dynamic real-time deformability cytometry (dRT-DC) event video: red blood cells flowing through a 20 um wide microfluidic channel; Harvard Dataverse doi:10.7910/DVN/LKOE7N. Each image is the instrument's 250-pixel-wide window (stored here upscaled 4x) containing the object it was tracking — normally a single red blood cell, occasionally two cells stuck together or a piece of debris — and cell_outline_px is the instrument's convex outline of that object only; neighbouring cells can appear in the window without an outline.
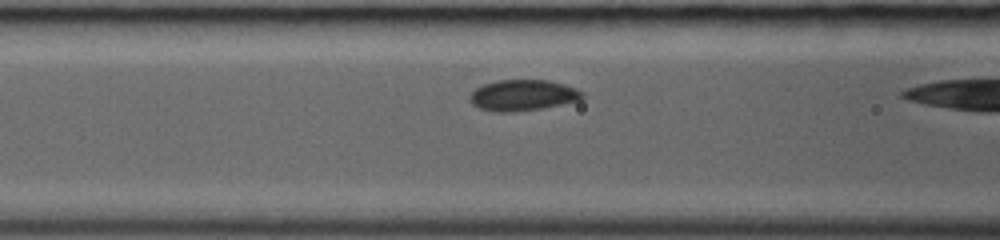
{"species": "common noctule bat (a hibernating species)", "species_latin": "Nyctalus noctula", "temperature_condition": "room temperature", "stored_images_in_passage": 7, "camera_frame_rate_fps": 3000, "um_per_image_px": 0.085, "animal": {"sex": "female", "body_mass_g": 19.0, "forearm_length_mm": 53.3}, "frame": {"image": 1, "passage_image": 6, "time_ms": 1.667, "image_size_px": [1000, 240], "cell_outline_px": [[584, 96], [580, 100], [540, 108], [512, 112], [492, 112], [480, 108], [472, 104], [468, 100], [472, 92], [476, 88], [484, 84], [496, 80], [548, 80], [564, 84], [576, 88], [584, 92]], "centroid_in_image_um": [44.42, 8.09], "position_along_channel_um": 122.2, "area_um2": 20.29}}